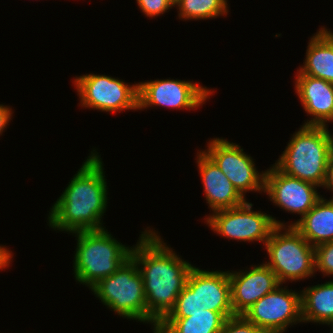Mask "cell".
<instances>
[{
	"label": "cell",
	"mask_w": 333,
	"mask_h": 333,
	"mask_svg": "<svg viewBox=\"0 0 333 333\" xmlns=\"http://www.w3.org/2000/svg\"><path fill=\"white\" fill-rule=\"evenodd\" d=\"M153 229L142 232L131 258L142 275L146 296V323L157 325L173 309L194 267L177 256Z\"/></svg>",
	"instance_id": "cell-1"
},
{
	"label": "cell",
	"mask_w": 333,
	"mask_h": 333,
	"mask_svg": "<svg viewBox=\"0 0 333 333\" xmlns=\"http://www.w3.org/2000/svg\"><path fill=\"white\" fill-rule=\"evenodd\" d=\"M94 151L50 208L48 222L54 230L75 233L105 229L101 219L108 204L107 179L103 162Z\"/></svg>",
	"instance_id": "cell-2"
},
{
	"label": "cell",
	"mask_w": 333,
	"mask_h": 333,
	"mask_svg": "<svg viewBox=\"0 0 333 333\" xmlns=\"http://www.w3.org/2000/svg\"><path fill=\"white\" fill-rule=\"evenodd\" d=\"M275 166L286 175L323 186L333 140L327 126L302 125Z\"/></svg>",
	"instance_id": "cell-3"
},
{
	"label": "cell",
	"mask_w": 333,
	"mask_h": 333,
	"mask_svg": "<svg viewBox=\"0 0 333 333\" xmlns=\"http://www.w3.org/2000/svg\"><path fill=\"white\" fill-rule=\"evenodd\" d=\"M74 277L89 288L116 272L131 257L132 248L118 242L106 229L75 232Z\"/></svg>",
	"instance_id": "cell-4"
},
{
	"label": "cell",
	"mask_w": 333,
	"mask_h": 333,
	"mask_svg": "<svg viewBox=\"0 0 333 333\" xmlns=\"http://www.w3.org/2000/svg\"><path fill=\"white\" fill-rule=\"evenodd\" d=\"M285 230V232L282 231ZM269 261L265 264L283 285L287 280L311 277L315 271V247L293 226H276L265 244Z\"/></svg>",
	"instance_id": "cell-5"
},
{
	"label": "cell",
	"mask_w": 333,
	"mask_h": 333,
	"mask_svg": "<svg viewBox=\"0 0 333 333\" xmlns=\"http://www.w3.org/2000/svg\"><path fill=\"white\" fill-rule=\"evenodd\" d=\"M107 308L120 317L146 323V296L138 265L130 257L116 272L90 288Z\"/></svg>",
	"instance_id": "cell-6"
},
{
	"label": "cell",
	"mask_w": 333,
	"mask_h": 333,
	"mask_svg": "<svg viewBox=\"0 0 333 333\" xmlns=\"http://www.w3.org/2000/svg\"><path fill=\"white\" fill-rule=\"evenodd\" d=\"M252 203L245 201L235 208L213 212L206 217V224L228 239L259 241L265 245L276 226H286L283 222L261 211H253Z\"/></svg>",
	"instance_id": "cell-7"
},
{
	"label": "cell",
	"mask_w": 333,
	"mask_h": 333,
	"mask_svg": "<svg viewBox=\"0 0 333 333\" xmlns=\"http://www.w3.org/2000/svg\"><path fill=\"white\" fill-rule=\"evenodd\" d=\"M74 84L82 107L111 113L138 109L137 83L90 73L76 77Z\"/></svg>",
	"instance_id": "cell-8"
},
{
	"label": "cell",
	"mask_w": 333,
	"mask_h": 333,
	"mask_svg": "<svg viewBox=\"0 0 333 333\" xmlns=\"http://www.w3.org/2000/svg\"><path fill=\"white\" fill-rule=\"evenodd\" d=\"M280 286L242 314L266 333H284L289 325L302 322L301 294Z\"/></svg>",
	"instance_id": "cell-9"
},
{
	"label": "cell",
	"mask_w": 333,
	"mask_h": 333,
	"mask_svg": "<svg viewBox=\"0 0 333 333\" xmlns=\"http://www.w3.org/2000/svg\"><path fill=\"white\" fill-rule=\"evenodd\" d=\"M204 152L216 163L238 192L245 197L247 191L264 192L265 172L257 171L250 155L227 139L214 138Z\"/></svg>",
	"instance_id": "cell-10"
},
{
	"label": "cell",
	"mask_w": 333,
	"mask_h": 333,
	"mask_svg": "<svg viewBox=\"0 0 333 333\" xmlns=\"http://www.w3.org/2000/svg\"><path fill=\"white\" fill-rule=\"evenodd\" d=\"M206 86L196 82L163 79L138 83V110L163 106L176 109H195L213 94Z\"/></svg>",
	"instance_id": "cell-11"
},
{
	"label": "cell",
	"mask_w": 333,
	"mask_h": 333,
	"mask_svg": "<svg viewBox=\"0 0 333 333\" xmlns=\"http://www.w3.org/2000/svg\"><path fill=\"white\" fill-rule=\"evenodd\" d=\"M318 186L291 177L275 165L265 171L264 193L281 209L301 215V218L322 198Z\"/></svg>",
	"instance_id": "cell-12"
},
{
	"label": "cell",
	"mask_w": 333,
	"mask_h": 333,
	"mask_svg": "<svg viewBox=\"0 0 333 333\" xmlns=\"http://www.w3.org/2000/svg\"><path fill=\"white\" fill-rule=\"evenodd\" d=\"M228 276L234 315H242L254 303L281 285L276 274L265 263L252 265L249 271H228Z\"/></svg>",
	"instance_id": "cell-13"
},
{
	"label": "cell",
	"mask_w": 333,
	"mask_h": 333,
	"mask_svg": "<svg viewBox=\"0 0 333 333\" xmlns=\"http://www.w3.org/2000/svg\"><path fill=\"white\" fill-rule=\"evenodd\" d=\"M197 165L202 179L206 201L213 212L235 208L246 199L233 186L231 181L202 150L197 152Z\"/></svg>",
	"instance_id": "cell-14"
},
{
	"label": "cell",
	"mask_w": 333,
	"mask_h": 333,
	"mask_svg": "<svg viewBox=\"0 0 333 333\" xmlns=\"http://www.w3.org/2000/svg\"><path fill=\"white\" fill-rule=\"evenodd\" d=\"M186 284L193 292H197L205 310L233 312L228 271H206L194 266Z\"/></svg>",
	"instance_id": "cell-15"
},
{
	"label": "cell",
	"mask_w": 333,
	"mask_h": 333,
	"mask_svg": "<svg viewBox=\"0 0 333 333\" xmlns=\"http://www.w3.org/2000/svg\"><path fill=\"white\" fill-rule=\"evenodd\" d=\"M295 88L304 110L313 118L303 125L326 126L333 121V83L296 75ZM309 121V122H308Z\"/></svg>",
	"instance_id": "cell-16"
},
{
	"label": "cell",
	"mask_w": 333,
	"mask_h": 333,
	"mask_svg": "<svg viewBox=\"0 0 333 333\" xmlns=\"http://www.w3.org/2000/svg\"><path fill=\"white\" fill-rule=\"evenodd\" d=\"M304 65L297 75H308L333 83V33L319 28L309 40Z\"/></svg>",
	"instance_id": "cell-17"
},
{
	"label": "cell",
	"mask_w": 333,
	"mask_h": 333,
	"mask_svg": "<svg viewBox=\"0 0 333 333\" xmlns=\"http://www.w3.org/2000/svg\"><path fill=\"white\" fill-rule=\"evenodd\" d=\"M293 226L312 246L333 241V198L323 197Z\"/></svg>",
	"instance_id": "cell-18"
},
{
	"label": "cell",
	"mask_w": 333,
	"mask_h": 333,
	"mask_svg": "<svg viewBox=\"0 0 333 333\" xmlns=\"http://www.w3.org/2000/svg\"><path fill=\"white\" fill-rule=\"evenodd\" d=\"M234 312L187 313V318H164L153 333H219L225 321L233 317Z\"/></svg>",
	"instance_id": "cell-19"
},
{
	"label": "cell",
	"mask_w": 333,
	"mask_h": 333,
	"mask_svg": "<svg viewBox=\"0 0 333 333\" xmlns=\"http://www.w3.org/2000/svg\"><path fill=\"white\" fill-rule=\"evenodd\" d=\"M300 294L302 322L333 323V281L308 287Z\"/></svg>",
	"instance_id": "cell-20"
},
{
	"label": "cell",
	"mask_w": 333,
	"mask_h": 333,
	"mask_svg": "<svg viewBox=\"0 0 333 333\" xmlns=\"http://www.w3.org/2000/svg\"><path fill=\"white\" fill-rule=\"evenodd\" d=\"M179 18L201 20L217 18L228 14L227 0H176Z\"/></svg>",
	"instance_id": "cell-21"
},
{
	"label": "cell",
	"mask_w": 333,
	"mask_h": 333,
	"mask_svg": "<svg viewBox=\"0 0 333 333\" xmlns=\"http://www.w3.org/2000/svg\"><path fill=\"white\" fill-rule=\"evenodd\" d=\"M203 309L197 292H193L186 284L177 297L173 309L165 318H187V313L203 312Z\"/></svg>",
	"instance_id": "cell-22"
},
{
	"label": "cell",
	"mask_w": 333,
	"mask_h": 333,
	"mask_svg": "<svg viewBox=\"0 0 333 333\" xmlns=\"http://www.w3.org/2000/svg\"><path fill=\"white\" fill-rule=\"evenodd\" d=\"M333 275V241L315 247V271Z\"/></svg>",
	"instance_id": "cell-23"
},
{
	"label": "cell",
	"mask_w": 333,
	"mask_h": 333,
	"mask_svg": "<svg viewBox=\"0 0 333 333\" xmlns=\"http://www.w3.org/2000/svg\"><path fill=\"white\" fill-rule=\"evenodd\" d=\"M219 333H266L242 315L228 318Z\"/></svg>",
	"instance_id": "cell-24"
},
{
	"label": "cell",
	"mask_w": 333,
	"mask_h": 333,
	"mask_svg": "<svg viewBox=\"0 0 333 333\" xmlns=\"http://www.w3.org/2000/svg\"><path fill=\"white\" fill-rule=\"evenodd\" d=\"M138 7L147 17L159 16L174 5L173 0H136Z\"/></svg>",
	"instance_id": "cell-25"
},
{
	"label": "cell",
	"mask_w": 333,
	"mask_h": 333,
	"mask_svg": "<svg viewBox=\"0 0 333 333\" xmlns=\"http://www.w3.org/2000/svg\"><path fill=\"white\" fill-rule=\"evenodd\" d=\"M12 114V109L10 107L0 104V135H2V132L7 127Z\"/></svg>",
	"instance_id": "cell-26"
},
{
	"label": "cell",
	"mask_w": 333,
	"mask_h": 333,
	"mask_svg": "<svg viewBox=\"0 0 333 333\" xmlns=\"http://www.w3.org/2000/svg\"><path fill=\"white\" fill-rule=\"evenodd\" d=\"M322 187L333 191V153L331 154L328 161L326 177Z\"/></svg>",
	"instance_id": "cell-27"
},
{
	"label": "cell",
	"mask_w": 333,
	"mask_h": 333,
	"mask_svg": "<svg viewBox=\"0 0 333 333\" xmlns=\"http://www.w3.org/2000/svg\"><path fill=\"white\" fill-rule=\"evenodd\" d=\"M12 251L5 248V246H0V270L9 267L11 259L13 258Z\"/></svg>",
	"instance_id": "cell-28"
},
{
	"label": "cell",
	"mask_w": 333,
	"mask_h": 333,
	"mask_svg": "<svg viewBox=\"0 0 333 333\" xmlns=\"http://www.w3.org/2000/svg\"><path fill=\"white\" fill-rule=\"evenodd\" d=\"M332 328L331 333H333V323L329 324Z\"/></svg>",
	"instance_id": "cell-29"
}]
</instances>
